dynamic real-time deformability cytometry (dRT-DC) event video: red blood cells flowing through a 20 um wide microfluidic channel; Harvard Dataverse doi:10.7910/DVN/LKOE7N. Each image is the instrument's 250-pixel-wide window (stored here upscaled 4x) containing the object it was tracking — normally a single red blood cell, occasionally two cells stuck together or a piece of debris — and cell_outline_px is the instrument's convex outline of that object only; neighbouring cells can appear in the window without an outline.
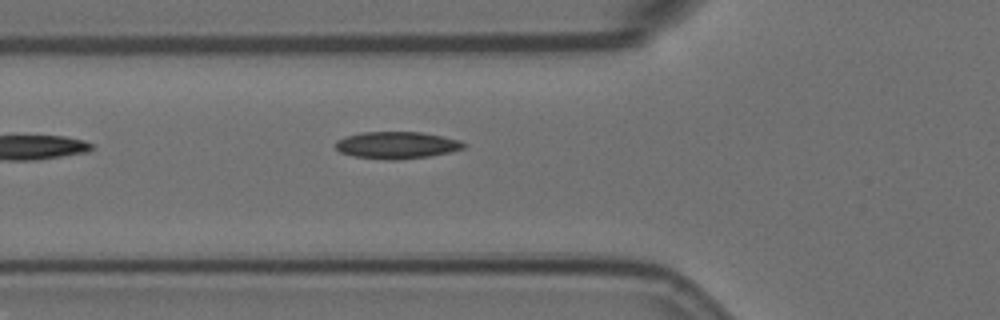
{"species": "Egyptian fruit bat (a non-hibernating species)", "species_latin": "Rousettus aegyptiacus", "temperature_condition": "room temperature", "stored_images_in_passage": 2, "camera_frame_rate_fps": 3000, "um_per_image_px": 0.085, "animal": {"sex": "female"}, "frame": {"image": 1, "passage_image": 2, "time_ms": 0.333, "image_size_px": [1000, 320], "cell_outline_px": [[468, 144], [464, 148], [448, 152], [428, 156], [396, 160], [388, 160], [352, 156], [340, 152], [336, 148], [336, 140], [344, 136], [360, 132], [420, 132], [460, 140]], "centroid_in_image_um": [33.69, 12.33], "position_along_channel_um": 92.1, "area_um2": 20.17}}